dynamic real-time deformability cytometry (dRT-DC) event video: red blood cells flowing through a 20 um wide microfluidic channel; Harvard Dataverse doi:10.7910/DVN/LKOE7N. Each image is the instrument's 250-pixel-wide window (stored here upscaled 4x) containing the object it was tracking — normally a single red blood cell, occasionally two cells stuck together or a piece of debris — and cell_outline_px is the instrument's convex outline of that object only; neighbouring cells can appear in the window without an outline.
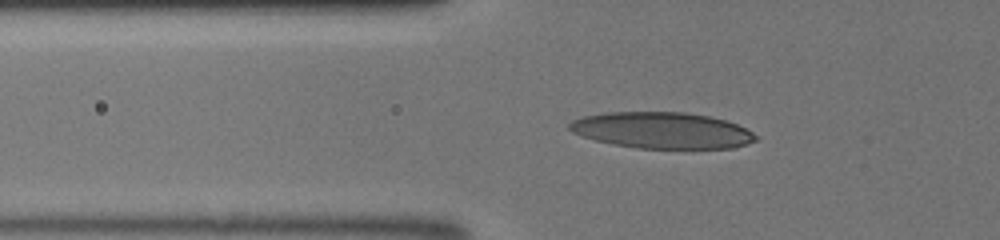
{"species": "human", "species_latin": "Homo sapiens", "temperature_condition": "room temperature", "stored_images_in_passage": 35, "camera_frame_rate_fps": 3000, "um_per_image_px": 0.085, "donor": {"sex": "male"}, "frame": {"image": 1, "passage_image": 7, "time_ms": 2.0, "image_size_px": [1000, 240], "cell_outline_px": [[760, 136], [756, 140], [748, 144], [732, 148], [636, 148], [596, 140], [572, 132], [568, 128], [568, 124], [572, 120], [580, 116], [608, 112], [684, 112], [708, 116], [724, 120], [736, 124]], "centroid_in_image_um": [56.27, 11.07], "position_along_channel_um": 69.5, "area_um2": 39.25}}
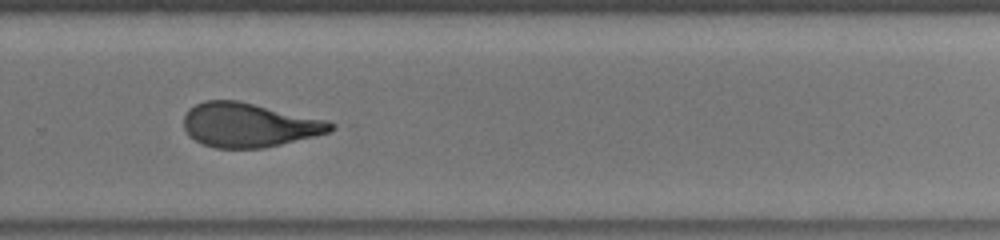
{"frame": {"image": 2, "passage_image": 23, "time_ms": 7.333, "image_size_px": [1000, 240], "cell_outline_px": [[336, 128], [328, 132], [264, 148], [216, 148], [204, 144], [188, 136], [184, 128], [184, 116], [188, 108], [204, 100], [236, 100], [328, 120], [336, 124]], "centroid_in_image_um": [21.14, 10.62], "position_along_channel_um": 308.7, "area_um2": 37.69}}
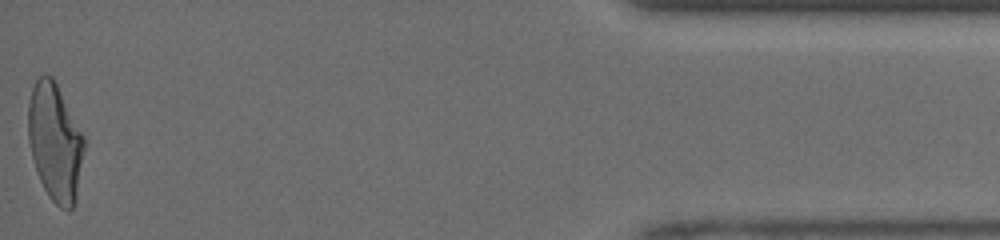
{"frame": {"image": 3, "passage_image": 35, "time_ms": 11.333, "image_size_px": [1000, 240], "cell_outline_px": [[84, 148], [76, 192], [72, 208], [68, 212], [60, 208], [48, 196], [40, 180], [32, 156], [28, 140], [28, 100], [32, 88], [36, 80], [40, 76], [52, 76], [84, 136]], "centroid_in_image_um": [4.65, 12.07], "position_along_channel_um": 430.5, "area_um2": 37.69}}